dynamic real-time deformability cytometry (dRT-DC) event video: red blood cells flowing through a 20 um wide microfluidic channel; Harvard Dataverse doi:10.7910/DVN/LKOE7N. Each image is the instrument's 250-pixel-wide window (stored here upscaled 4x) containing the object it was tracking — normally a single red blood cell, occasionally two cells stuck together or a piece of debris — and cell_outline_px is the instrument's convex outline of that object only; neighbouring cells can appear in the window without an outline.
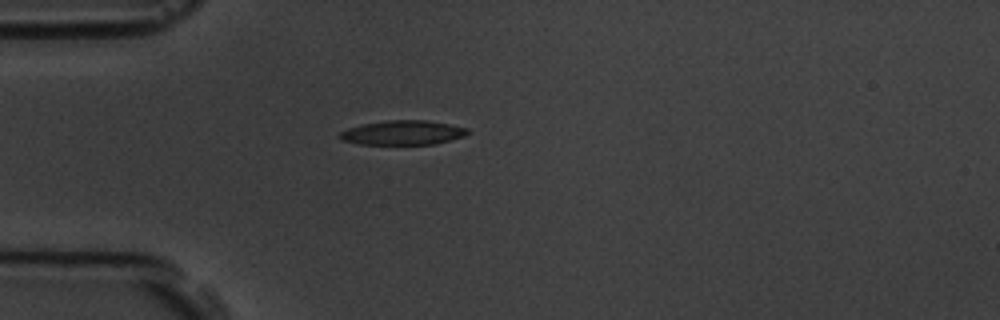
{"species": "common noctule bat (a hibernating species)", "species_latin": "Nyctalus noctula", "temperature_condition": "room temperature", "stored_images_in_passage": 2, "camera_frame_rate_fps": 3000, "um_per_image_px": 0.085, "animal": {"sex": "male", "body_mass_g": 19.5, "forearm_length_mm": 54.6}, "frame": {"image": 1, "passage_image": 1, "time_ms": 0.0, "image_size_px": [1000, 320], "cell_outline_px": [[472, 132], [464, 136], [436, 144], [360, 144], [340, 140], [336, 136], [340, 132], [348, 128], [364, 124], [388, 120], [424, 120], [448, 124], [468, 128]], "centroid_in_image_um": [34.23, 11.28], "position_along_channel_um": 50.8, "area_um2": 18.21}}